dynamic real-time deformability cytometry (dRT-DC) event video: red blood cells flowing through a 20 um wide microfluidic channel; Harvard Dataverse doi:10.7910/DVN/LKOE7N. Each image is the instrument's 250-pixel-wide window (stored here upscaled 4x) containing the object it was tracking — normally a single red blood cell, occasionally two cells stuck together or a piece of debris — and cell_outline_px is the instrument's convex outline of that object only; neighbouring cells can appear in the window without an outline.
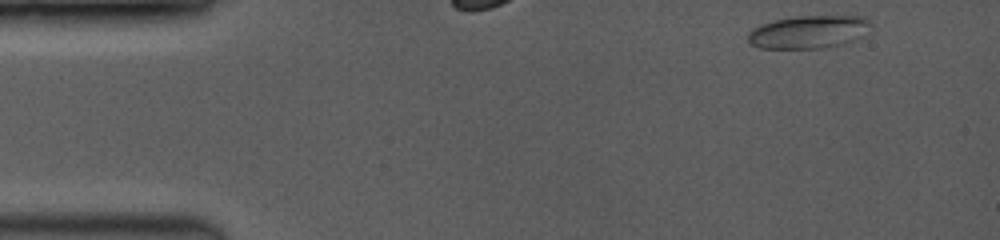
{"species": "common noctule bat (a hibernating species)", "species_latin": "Nyctalus noctula", "temperature_condition": "room temperature", "stored_images_in_passage": 7, "camera_frame_rate_fps": 3500, "um_per_image_px": 0.085, "animal": {"sex": "female", "body_mass_g": 19.0, "forearm_length_mm": 53.3}, "frame": {"image": 1, "passage_image": 1, "time_ms": 0.0, "image_size_px": [1000, 240], "cell_outline_px": [[872, 28], [864, 36], [840, 44], [820, 48], [760, 48], [748, 44], [748, 32], [752, 28], [776, 20], [796, 16], [864, 16], [872, 24]], "centroid_in_image_um": [68.75, 2.71], "position_along_channel_um": 16.2, "area_um2": 23.58}}
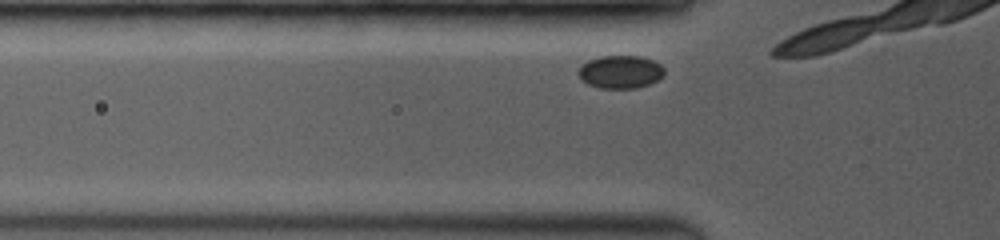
{"frame": {"image": 2, "passage_image": 5, "time_ms": 1.429, "image_size_px": [1000, 240], "cell_outline_px": [[664, 76], [648, 84], [636, 88], [600, 88], [588, 84], [580, 80], [576, 72], [580, 64], [588, 60], [600, 56], [640, 56], [652, 60], [660, 64], [664, 68]], "centroid_in_image_um": [52.68, 6.1], "position_along_channel_um": 73.1, "area_um2": 16.7}}